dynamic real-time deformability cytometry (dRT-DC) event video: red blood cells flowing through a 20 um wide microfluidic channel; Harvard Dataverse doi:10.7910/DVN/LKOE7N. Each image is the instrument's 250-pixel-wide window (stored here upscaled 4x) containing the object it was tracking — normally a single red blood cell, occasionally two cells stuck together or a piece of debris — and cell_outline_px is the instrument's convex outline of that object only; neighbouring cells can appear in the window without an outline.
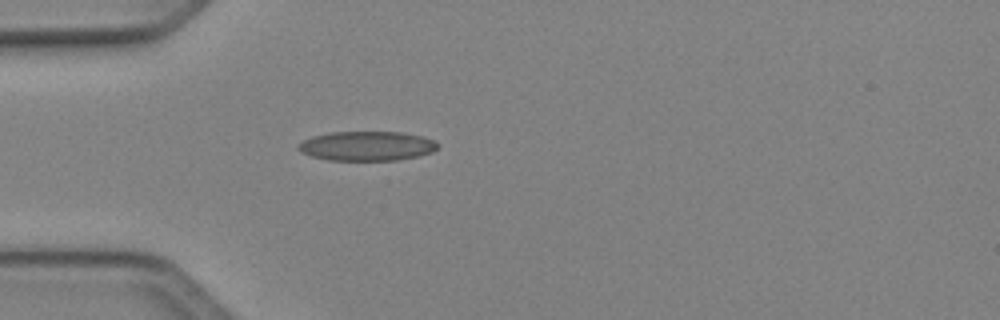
{"species": "Egyptian fruit bat (a non-hibernating species)", "species_latin": "Rousettus aegyptiacus", "temperature_condition": "cold", "stored_images_in_passage": 36, "camera_frame_rate_fps": 3000, "um_per_image_px": 0.085, "animal": {"sex": "female"}, "frame": {"image": 1, "passage_image": 1, "time_ms": 0.0, "image_size_px": [1000, 320], "cell_outline_px": [[440, 144], [432, 152], [420, 156], [396, 160], [328, 160], [312, 156], [300, 152], [296, 148], [304, 140], [312, 136], [328, 132], [400, 132], [420, 136], [432, 140]], "centroid_in_image_um": [31.17, 12.41], "position_along_channel_um": 53.8, "area_um2": 23.87}}
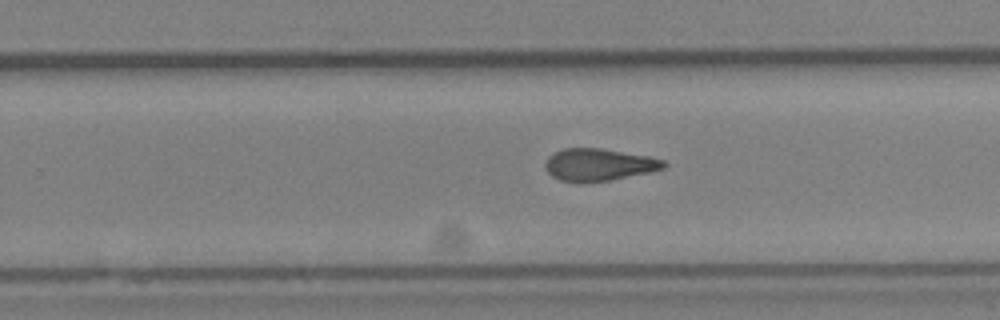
{"frame": {"image": 2, "passage_image": 18, "time_ms": 5.667, "image_size_px": [1000, 320], "cell_outline_px": [[668, 164], [664, 168], [648, 172], [608, 180], [580, 184], [560, 180], [552, 176], [544, 168], [544, 164], [548, 156], [552, 152], [564, 148], [600, 148], [648, 156], [664, 160]], "centroid_in_image_um": [50.83, 14.0], "position_along_channel_um": 279.0, "area_um2": 22.43}}
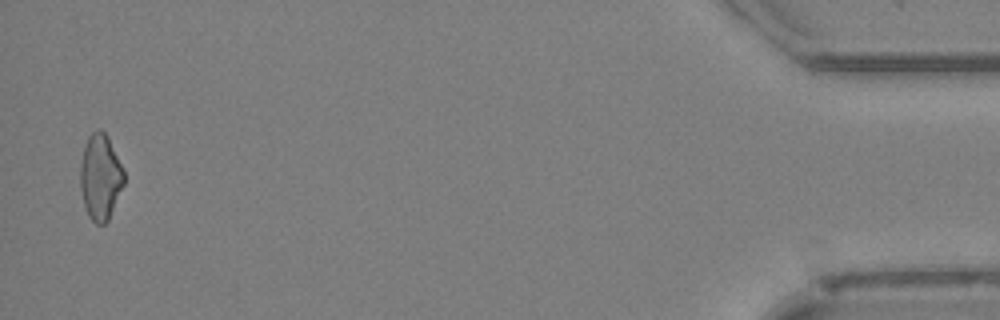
{"frame": {"image": 3, "passage_image": 35, "time_ms": 11.333, "image_size_px": [1000, 320], "cell_outline_px": [[124, 184], [108, 220], [104, 224], [96, 224], [88, 216], [84, 204], [80, 188], [80, 164], [84, 144], [88, 136], [96, 128], [100, 128], [108, 136], [124, 172]], "centroid_in_image_um": [8.51, 15.02], "position_along_channel_um": 426.7, "area_um2": 21.91}, "authors_computed_cell_mechanics": {"area_um2": 22.1952, "velocity_mm_per_s": 4.1317, "shape_relaxation_time_tau1_ms": null, "shape_relaxation_time_tau2_ms": 4.0202, "deformation_change_tau1": null, "deformation_change_tau2": 0.135}}